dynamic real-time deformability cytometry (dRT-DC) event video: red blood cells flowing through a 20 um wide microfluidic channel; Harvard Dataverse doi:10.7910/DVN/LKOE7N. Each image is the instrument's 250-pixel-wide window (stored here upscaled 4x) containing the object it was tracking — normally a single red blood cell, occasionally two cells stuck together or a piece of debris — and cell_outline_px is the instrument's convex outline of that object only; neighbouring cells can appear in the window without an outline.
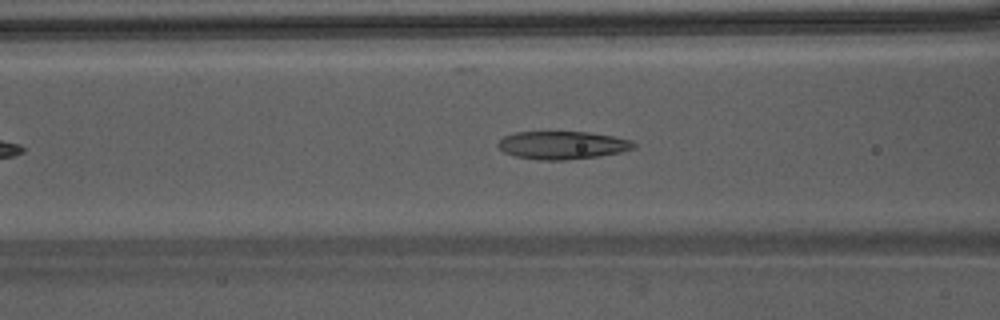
{"species": "Egyptian fruit bat (a non-hibernating species)", "species_latin": "Rousettus aegyptiacus", "temperature_condition": "warm", "stored_images_in_passage": 36, "camera_frame_rate_fps": 3000, "um_per_image_px": 0.085, "animal": {"sex": "male"}, "frame": {"image": 1, "passage_image": 11, "time_ms": 3.333, "image_size_px": [1000, 320], "cell_outline_px": [[636, 144], [632, 148], [620, 152], [600, 156], [564, 160], [540, 160], [516, 156], [504, 152], [496, 144], [504, 136], [516, 132], [588, 132], [612, 136], [632, 140]], "centroid_in_image_um": [47.79, 12.34], "position_along_channel_um": 118.8, "area_um2": 21.96}}
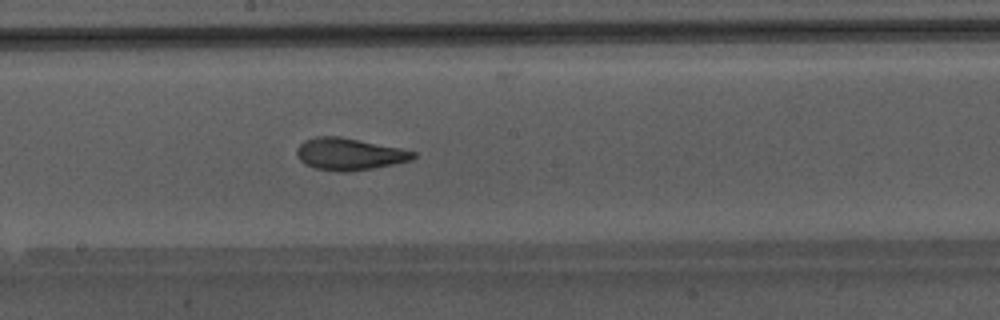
{"frame": {"image": 2, "passage_image": 18, "time_ms": 5.667, "image_size_px": [1000, 320], "cell_outline_px": [[416, 156], [412, 160], [372, 168], [344, 172], [340, 172], [316, 168], [304, 164], [296, 156], [296, 148], [304, 140], [316, 136], [340, 136], [400, 148], [416, 152]], "centroid_in_image_um": [29.65, 13.09], "position_along_channel_um": 218.5, "area_um2": 21.68}}
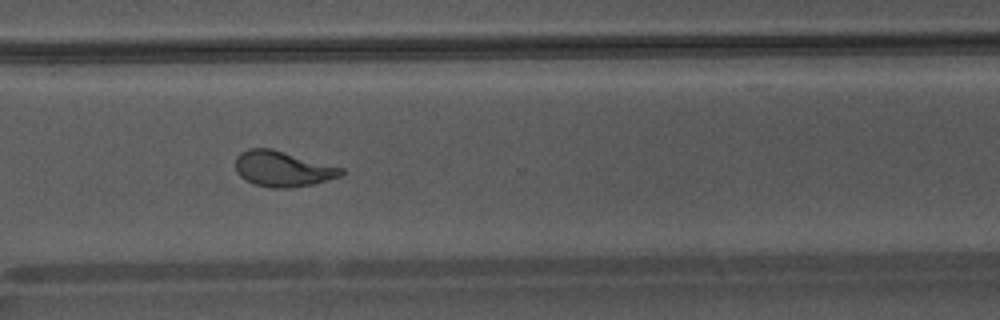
{"frame": {"image": 3, "passage_image": 27, "time_ms": 8.667, "image_size_px": [1000, 320], "cell_outline_px": [[344, 172], [340, 176], [312, 184], [288, 188], [272, 188], [256, 184], [240, 176], [236, 172], [236, 156], [240, 152], [248, 148], [272, 148], [344, 168]], "centroid_in_image_um": [24.02, 14.33], "position_along_channel_um": 346.6, "area_um2": 21.79}, "authors_computed_cell_mechanics": {"area_um2": 21.5883, "velocity_mm_per_s": 4.2781, "shape_relaxation_time_tau1_ms": 6.0142, "shape_relaxation_time_tau2_ms": 1.1748, "deformation_change_tau1": 0.2108, "deformation_change_tau2": 0.0808}}